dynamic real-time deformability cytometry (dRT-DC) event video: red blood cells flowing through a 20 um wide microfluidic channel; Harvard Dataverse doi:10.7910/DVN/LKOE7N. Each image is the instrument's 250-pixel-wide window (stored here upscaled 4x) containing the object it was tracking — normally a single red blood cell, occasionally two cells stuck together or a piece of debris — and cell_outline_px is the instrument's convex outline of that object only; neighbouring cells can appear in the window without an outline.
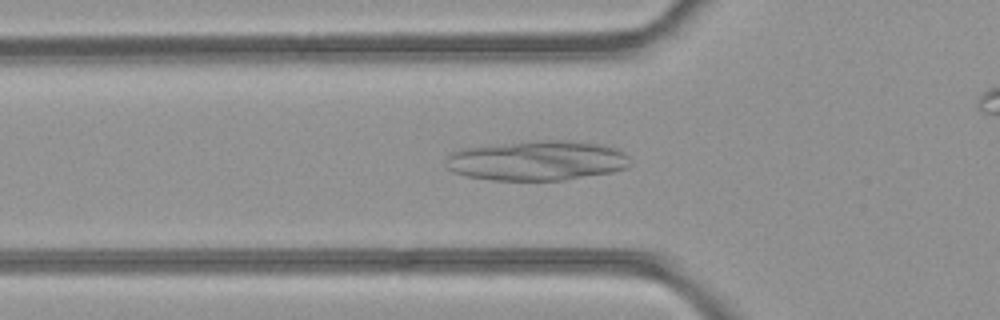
{"species": "common noctule bat (a hibernating species)", "species_latin": "Nyctalus noctula", "temperature_condition": "room temperature", "stored_images_in_passage": 43, "camera_frame_rate_fps": 3000, "um_per_image_px": 0.085, "animal": {"sex": "female", "body_mass_g": 21.9}, "frame": {"image": 1, "passage_image": 17, "time_ms": 5.333, "image_size_px": [1000, 320], "cell_outline_px": [[632, 164], [628, 168], [612, 172], [564, 180], [492, 180], [464, 176], [448, 168], [448, 156], [452, 152], [460, 148], [536, 140], [568, 140], [600, 144], [616, 148], [624, 152], [628, 156]], "centroid_in_image_um": [45.7, 13.65], "position_along_channel_um": 80.1, "area_um2": 43.0}}
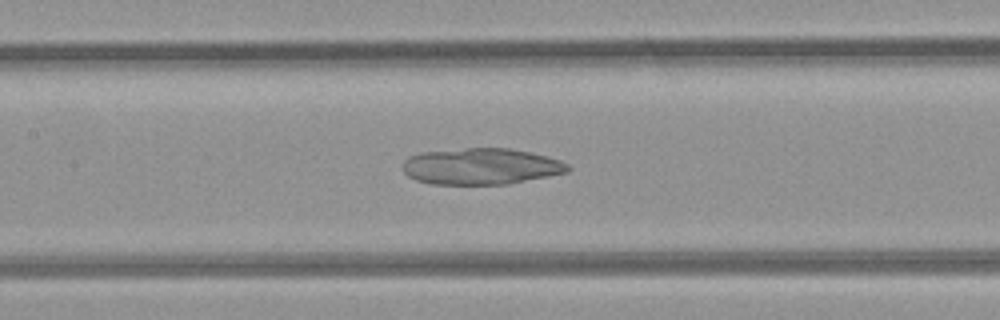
{"frame": {"image": 2, "passage_image": 23, "time_ms": 7.333, "image_size_px": [1000, 320], "cell_outline_px": [[572, 168], [568, 172], [508, 184], [432, 184], [416, 180], [408, 176], [400, 168], [404, 160], [408, 156], [424, 152], [468, 148], [508, 148], [548, 156], [560, 160], [568, 164]], "centroid_in_image_um": [40.88, 14.14], "position_along_channel_um": 166.5, "area_um2": 35.03}}
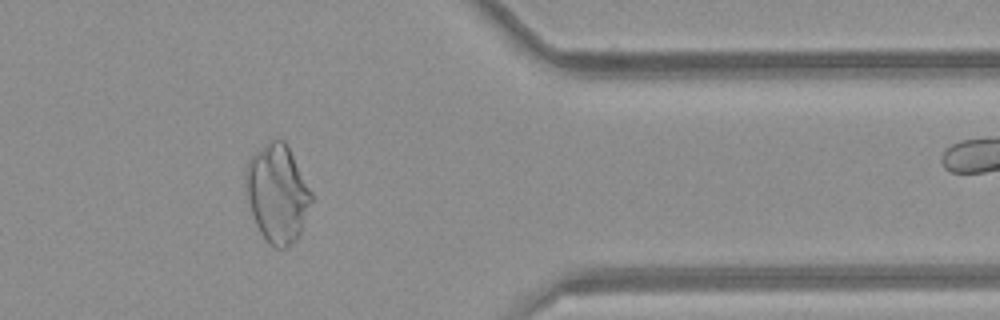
{"frame": {"image": 3, "passage_image": 40, "time_ms": 13.0, "image_size_px": [1000, 320], "cell_outline_px": [[312, 200], [300, 236], [296, 240], [284, 248], [276, 248], [268, 244], [260, 232], [256, 224], [248, 200], [244, 180], [244, 172], [248, 160], [268, 140], [284, 140], [312, 192]], "centroid_in_image_um": [23.56, 16.46], "position_along_channel_um": 387.8, "area_um2": 37.34}}